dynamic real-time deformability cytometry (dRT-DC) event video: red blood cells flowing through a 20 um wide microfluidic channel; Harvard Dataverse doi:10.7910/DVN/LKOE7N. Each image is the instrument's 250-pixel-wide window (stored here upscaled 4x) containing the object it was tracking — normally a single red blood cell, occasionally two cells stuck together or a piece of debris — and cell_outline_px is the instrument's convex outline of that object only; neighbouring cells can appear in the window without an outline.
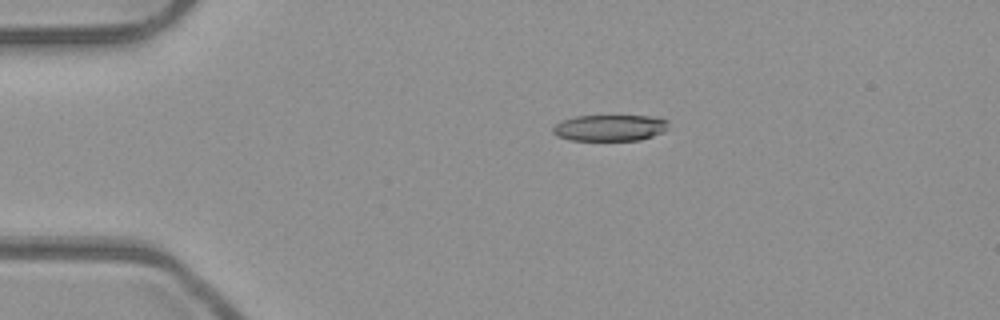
{"species": "common noctule bat (a hibernating species)", "species_latin": "Nyctalus noctula", "temperature_condition": "room temperature", "stored_images_in_passage": 2, "camera_frame_rate_fps": 3000, "um_per_image_px": 0.085, "animal": {"sex": "male", "body_mass_g": 23.1, "forearm_length_mm": 52.7}, "frame": {"image": 1, "passage_image": 1, "time_ms": 0.0, "image_size_px": [1000, 320], "cell_outline_px": [[668, 128], [664, 132], [640, 140], [572, 140], [556, 136], [552, 132], [552, 128], [560, 120], [576, 116], [652, 116], [668, 120]], "centroid_in_image_um": [51.83, 10.86], "position_along_channel_um": 33.2, "area_um2": 17.8}}